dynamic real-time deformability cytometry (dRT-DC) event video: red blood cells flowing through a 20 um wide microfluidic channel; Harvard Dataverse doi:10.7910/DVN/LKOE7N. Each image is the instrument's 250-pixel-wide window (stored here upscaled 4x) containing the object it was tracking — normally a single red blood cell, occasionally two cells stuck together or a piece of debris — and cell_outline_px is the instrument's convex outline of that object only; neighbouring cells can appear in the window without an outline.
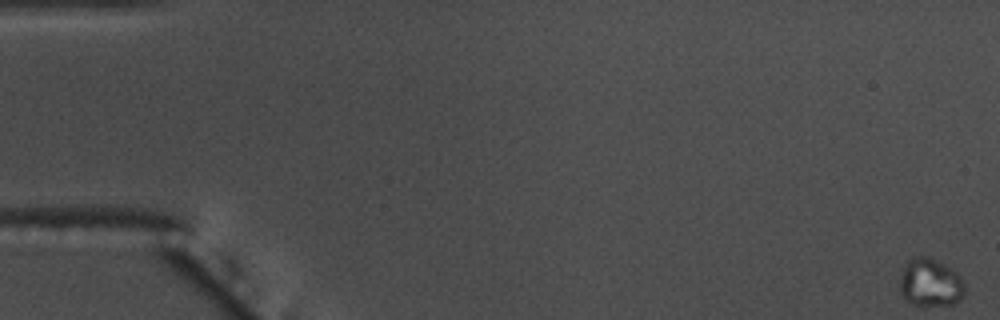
{"species": "common noctule bat (a hibernating species)", "species_latin": "Nyctalus noctula", "temperature_condition": "warm", "stored_images_in_passage": 60, "camera_frame_rate_fps": 3000, "um_per_image_px": 0.085, "animal": {"sex": "male", "body_mass_g": 17.5, "forearm_length_mm": 52.3}, "frame": {"image": 1, "passage_image": 1, "time_ms": 0.0, "image_size_px": [1000, 320], "cell_outline_px": [[964, 296], [956, 304], [912, 304], [900, 292], [900, 280], [904, 268], [908, 260], [920, 256], [928, 256], [952, 268], [960, 276], [964, 284]], "centroid_in_image_um": [79.11, 24.01], "position_along_channel_um": 5.9, "area_um2": 17.86}}
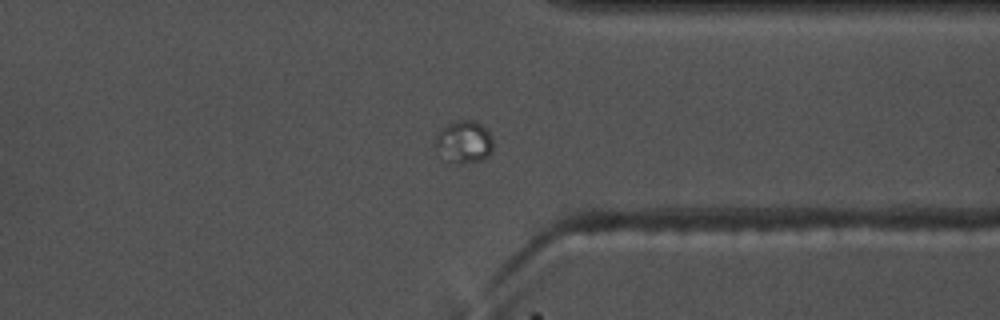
{"frame": {"image": 2, "passage_image": 47, "time_ms": 15.333, "image_size_px": [1000, 320], "cell_outline_px": [[492, 152], [488, 156], [480, 160], [460, 164], [448, 164], [432, 144], [436, 136], [448, 124], [456, 120], [472, 120], [480, 124], [492, 136]], "centroid_in_image_um": [39.4, 12.1], "position_along_channel_um": 372.0, "area_um2": 14.45}}
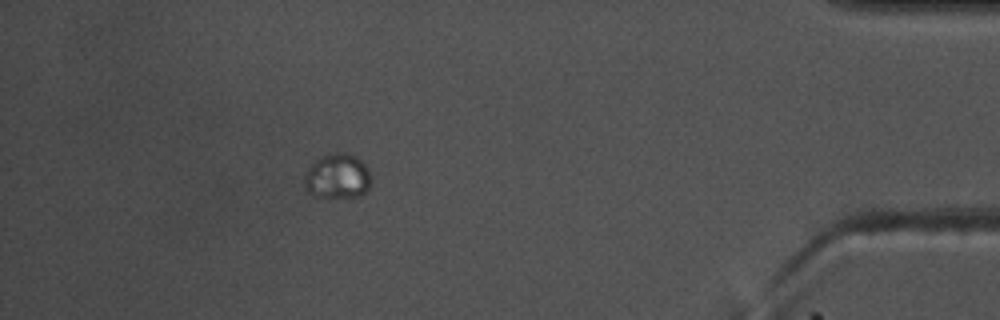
{"frame": {"image": 3, "passage_image": 54, "time_ms": 17.667, "image_size_px": [1000, 320], "cell_outline_px": [[372, 184], [364, 192], [356, 196], [312, 196], [308, 192], [304, 184], [304, 172], [320, 156], [328, 152], [348, 152], [356, 156], [368, 168], [372, 180]], "centroid_in_image_um": [28.67, 14.94], "position_along_channel_um": 406.5, "area_um2": 17.63}}